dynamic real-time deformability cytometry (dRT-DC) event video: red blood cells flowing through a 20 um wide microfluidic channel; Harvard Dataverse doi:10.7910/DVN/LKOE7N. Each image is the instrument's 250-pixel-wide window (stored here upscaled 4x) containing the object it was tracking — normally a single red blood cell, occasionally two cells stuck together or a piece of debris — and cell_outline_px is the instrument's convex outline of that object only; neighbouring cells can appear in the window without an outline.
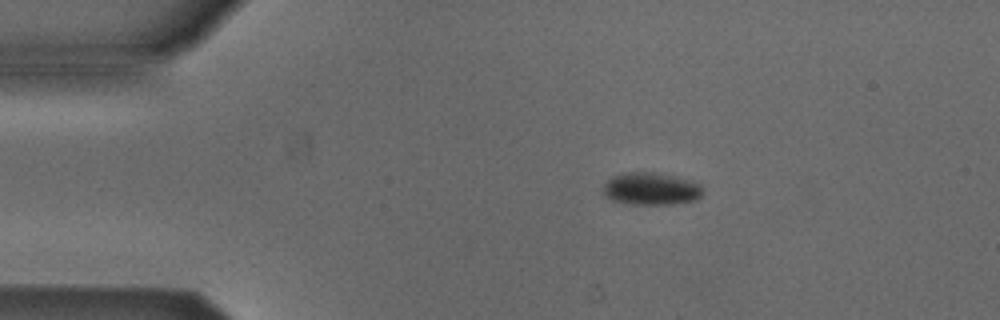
{"species": "Egyptian fruit bat (a non-hibernating species)", "species_latin": "Rousettus aegyptiacus", "temperature_condition": "cold", "stored_images_in_passage": 6, "camera_frame_rate_fps": 3000, "um_per_image_px": 0.085, "animal": {"sex": "male"}, "frame": {"image": 1, "passage_image": 1, "time_ms": 0.0, "image_size_px": [1000, 320], "cell_outline_px": [[704, 192], [696, 200], [672, 204], [628, 204], [612, 200], [604, 196], [604, 184], [612, 176], [624, 172], [652, 172], [676, 176], [692, 180], [700, 184], [704, 188]], "centroid_in_image_um": [55.36, 16.04], "position_along_channel_um": 29.6, "area_um2": 19.07}}
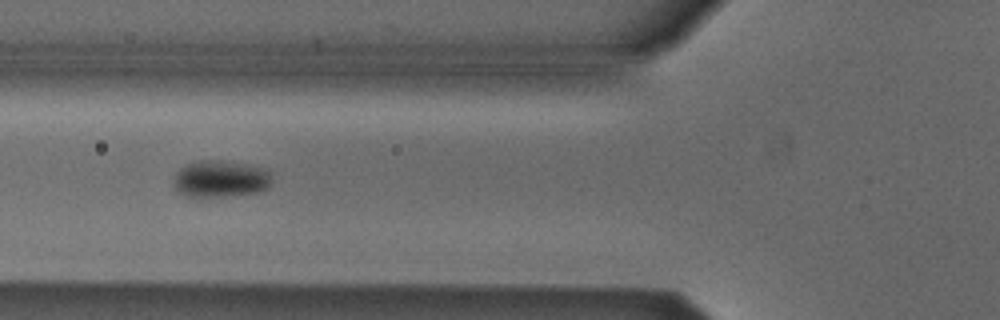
{"frame": {"image": 2, "passage_image": 4, "time_ms": 1.0, "image_size_px": [1000, 320], "cell_outline_px": [[272, 176], [268, 188], [260, 192], [224, 196], [184, 196], [176, 192], [172, 184], [172, 180], [176, 172], [180, 168], [188, 164], [200, 160], [220, 160], [244, 164], [264, 168]], "centroid_in_image_um": [18.69, 15.21], "position_along_channel_um": 107.1, "area_um2": 21.21}}
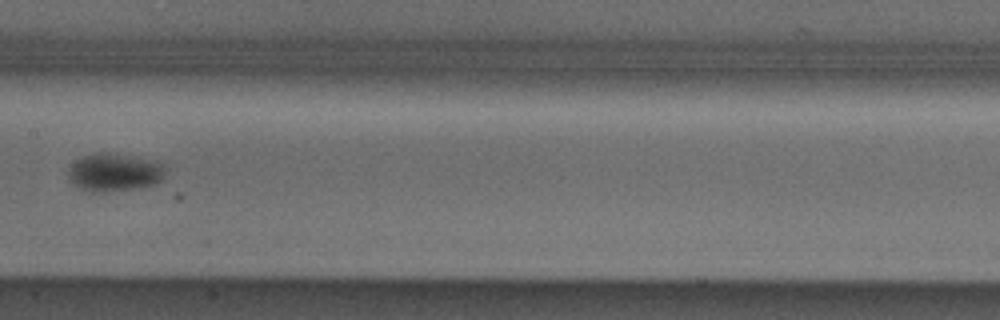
{"frame": {"image": 3, "passage_image": 6, "time_ms": 1.667, "image_size_px": [1000, 320], "cell_outline_px": [[168, 168], [164, 176], [156, 184], [140, 188], [104, 192], [88, 192], [80, 188], [68, 180], [68, 168], [76, 160], [84, 156], [96, 152], [100, 152], [128, 156], [148, 160], [164, 164]], "centroid_in_image_um": [9.71, 14.67], "position_along_channel_um": 197.7, "area_um2": 21.56}}